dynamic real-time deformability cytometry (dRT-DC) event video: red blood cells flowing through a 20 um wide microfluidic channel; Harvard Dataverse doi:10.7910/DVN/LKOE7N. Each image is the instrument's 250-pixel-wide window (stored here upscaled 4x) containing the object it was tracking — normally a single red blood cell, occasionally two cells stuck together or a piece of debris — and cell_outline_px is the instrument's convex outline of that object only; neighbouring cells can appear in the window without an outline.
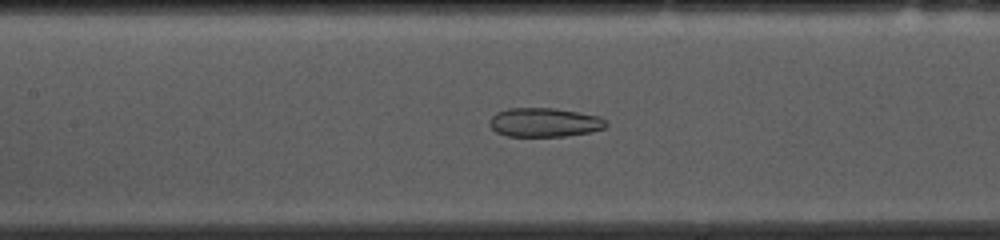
{"species": "common noctule bat (a hibernating species)", "species_latin": "Nyctalus noctula", "temperature_condition": "cold", "stored_images_in_passage": 44, "camera_frame_rate_fps": 3000, "um_per_image_px": 0.085, "animal": {"sex": "female", "body_mass_g": 10.0, "forearm_length_mm": 53.1}, "frame": {"image": 1, "passage_image": 14, "time_ms": 4.333, "image_size_px": [1000, 240], "cell_outline_px": [[608, 124], [604, 128], [588, 132], [564, 136], [508, 136], [496, 132], [488, 124], [492, 116], [496, 112], [508, 108], [552, 108], [600, 116], [608, 120]], "centroid_in_image_um": [46.27, 10.4], "position_along_channel_um": 161.1, "area_um2": 19.65}}
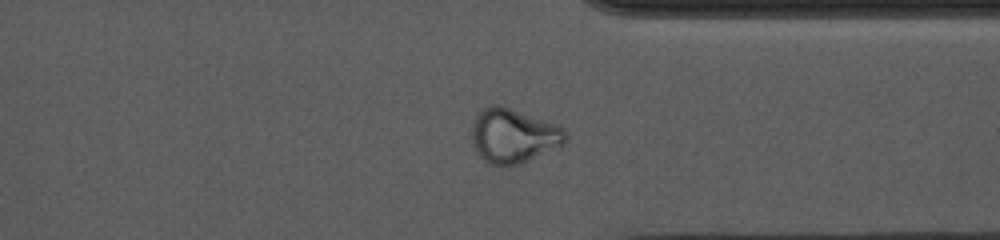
{"frame": {"image": 2, "passage_image": 31, "time_ms": 10.0, "image_size_px": [1000, 240], "cell_outline_px": [[564, 144], [528, 160], [516, 164], [488, 164], [476, 152], [472, 140], [472, 124], [476, 116], [484, 108], [492, 104], [496, 104], [560, 124], [564, 128]], "centroid_in_image_um": [43.62, 11.52], "position_along_channel_um": 367.8, "area_um2": 29.25}}
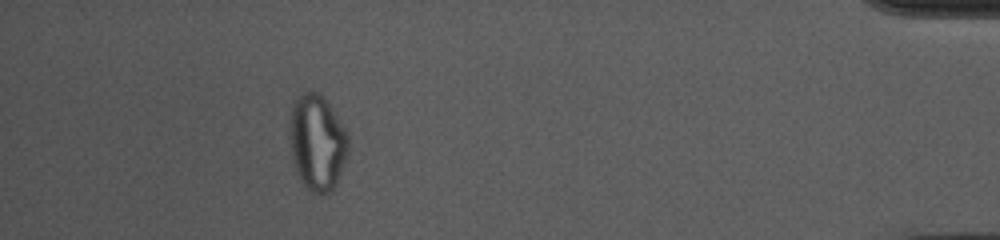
{"frame": {"image": 3, "passage_image": 39, "time_ms": 12.667, "image_size_px": [1000, 240], "cell_outline_px": [[348, 148], [336, 184], [332, 192], [320, 196], [308, 188], [300, 180], [296, 172], [292, 160], [288, 136], [288, 124], [292, 100], [300, 92], [320, 92], [324, 96], [344, 124], [348, 136]], "centroid_in_image_um": [26.92, 12.05], "position_along_channel_um": 408.3, "area_um2": 33.64}, "authors_computed_cell_mechanics": {"area_um2": 25.4898, "velocity_mm_per_s": 3.6984, "shape_relaxation_time_tau1_ms": null, "shape_relaxation_time_tau2_ms": 1.8921, "deformation_change_tau1": null, "deformation_change_tau2": 0.0826}}